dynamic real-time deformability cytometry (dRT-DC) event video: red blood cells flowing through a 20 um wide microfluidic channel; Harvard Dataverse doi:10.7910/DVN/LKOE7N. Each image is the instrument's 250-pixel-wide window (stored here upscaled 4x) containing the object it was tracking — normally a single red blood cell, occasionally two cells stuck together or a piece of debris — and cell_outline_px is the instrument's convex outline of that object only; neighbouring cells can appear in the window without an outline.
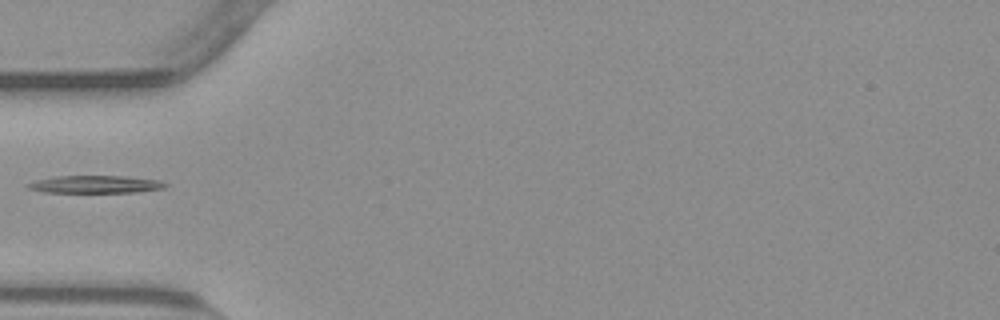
{"species": "common noctule bat (a hibernating species)", "species_latin": "Nyctalus noctula", "temperature_condition": "warm", "stored_images_in_passage": 26, "camera_frame_rate_fps": 3000, "um_per_image_px": 0.085, "animal": {"sex": "male", "body_mass_g": 23.1, "forearm_length_mm": 52.7}, "frame": {"image": 1, "passage_image": 1, "time_ms": 0.0, "image_size_px": [1000, 320], "cell_outline_px": [[168, 184], [164, 188], [136, 192], [44, 192], [28, 188], [24, 184], [36, 180], [56, 176], [124, 176], [160, 180]], "centroid_in_image_um": [8.1, 15.66], "position_along_channel_um": 76.9, "area_um2": 13.99}}
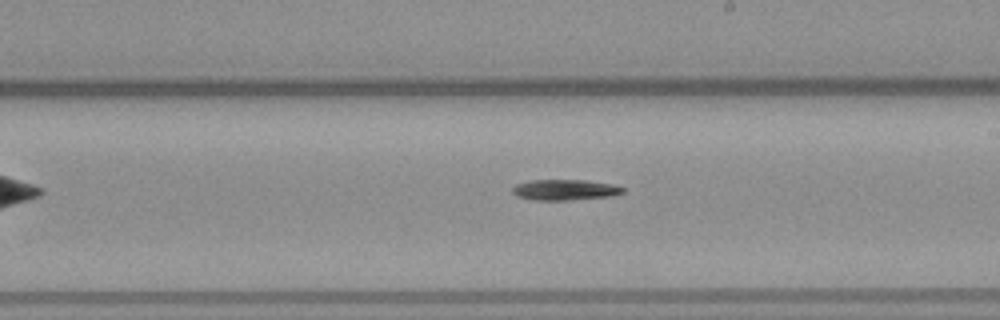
{"frame": {"image": 2, "passage_image": 14, "time_ms": 4.333, "image_size_px": [1000, 320], "cell_outline_px": [[624, 192], [612, 196], [568, 200], [532, 200], [516, 196], [512, 192], [512, 188], [516, 184], [528, 180], [584, 180], [612, 184], [624, 188]], "centroid_in_image_um": [47.98, 16.13], "position_along_channel_um": 241.0, "area_um2": 13.35}}
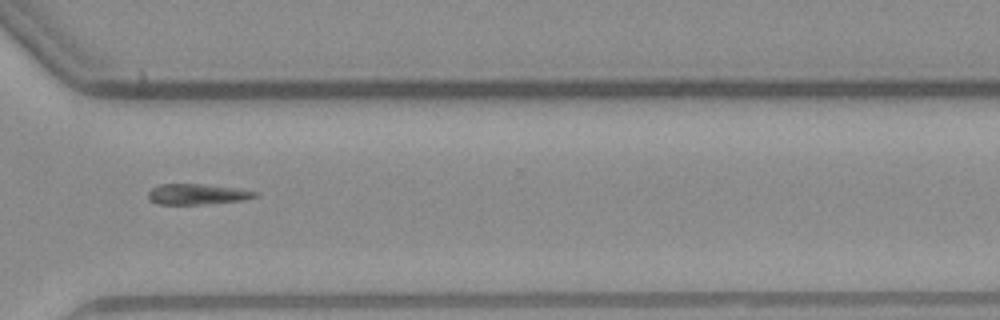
{"frame": {"image": 3, "passage_image": 23, "time_ms": 7.333, "image_size_px": [1000, 320], "cell_outline_px": [[260, 196], [244, 200], [204, 204], [160, 204], [152, 200], [148, 196], [148, 192], [152, 188], [160, 184], [204, 184], [240, 188], [260, 192]], "centroid_in_image_um": [16.86, 16.49], "position_along_channel_um": 353.7, "area_um2": 12.95}}